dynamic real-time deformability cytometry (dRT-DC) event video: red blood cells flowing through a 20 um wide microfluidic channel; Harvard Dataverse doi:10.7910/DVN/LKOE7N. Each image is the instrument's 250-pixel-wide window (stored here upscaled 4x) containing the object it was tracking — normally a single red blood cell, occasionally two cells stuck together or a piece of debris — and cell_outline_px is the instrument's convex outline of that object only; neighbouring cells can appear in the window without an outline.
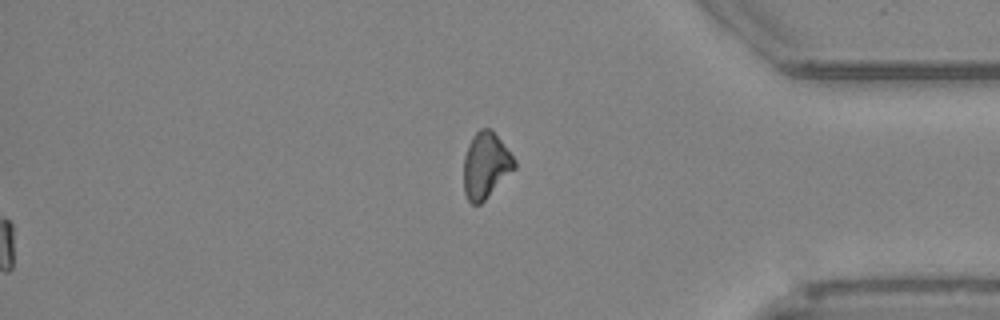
{"species": "Egyptian fruit bat (a non-hibernating species)", "species_latin": "Rousettus aegyptiacus", "temperature_condition": "cold", "stored_images_in_passage": 55, "segment_of_instrument_passage": [2, 2], "camera_frame_rate_fps": 3000, "um_per_image_px": 0.085, "animal": {"sex": "female"}, "frame": {"image": 1, "passage_image": 55, "time_ms": 18.0, "image_size_px": [1000, 320], "cell_outline_px": [[516, 168], [480, 204], [472, 204], [468, 200], [464, 192], [464, 156], [468, 144], [472, 136], [480, 128], [492, 128], [516, 160]], "centroid_in_image_um": [41.29, 14.02], "position_along_channel_um": 393.9, "area_um2": 19.59}}